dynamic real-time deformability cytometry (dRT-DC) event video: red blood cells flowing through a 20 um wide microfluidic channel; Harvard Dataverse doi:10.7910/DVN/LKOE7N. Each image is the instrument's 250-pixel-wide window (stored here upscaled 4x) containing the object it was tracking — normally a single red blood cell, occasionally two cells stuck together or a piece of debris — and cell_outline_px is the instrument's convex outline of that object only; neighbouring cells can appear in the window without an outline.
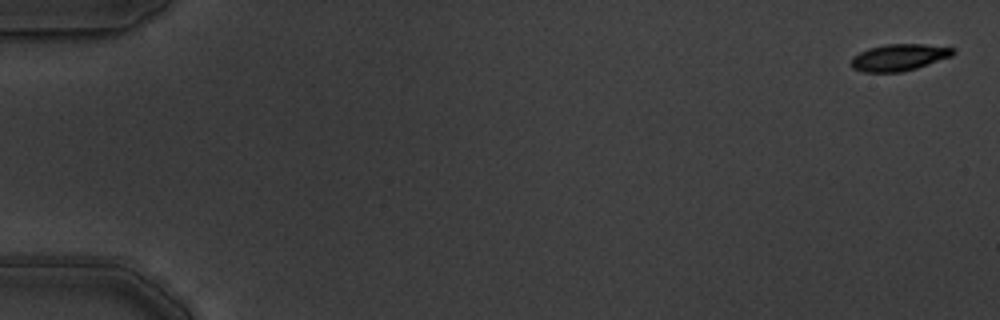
{"species": "common noctule bat (a hibernating species)", "species_latin": "Nyctalus noctula", "temperature_condition": "warm", "stored_images_in_passage": 6, "camera_frame_rate_fps": 3000, "um_per_image_px": 0.085, "animal": {"sex": "male", "body_mass_g": 19.5, "forearm_length_mm": 54.6}, "frame": {"image": 1, "passage_image": 1, "time_ms": 0.0, "image_size_px": [1000, 320], "cell_outline_px": [[956, 52], [952, 56], [916, 68], [900, 72], [864, 72], [852, 68], [852, 56], [868, 48], [884, 44], [924, 44], [956, 48]], "centroid_in_image_um": [76.43, 4.87], "position_along_channel_um": 8.6, "area_um2": 15.9}}